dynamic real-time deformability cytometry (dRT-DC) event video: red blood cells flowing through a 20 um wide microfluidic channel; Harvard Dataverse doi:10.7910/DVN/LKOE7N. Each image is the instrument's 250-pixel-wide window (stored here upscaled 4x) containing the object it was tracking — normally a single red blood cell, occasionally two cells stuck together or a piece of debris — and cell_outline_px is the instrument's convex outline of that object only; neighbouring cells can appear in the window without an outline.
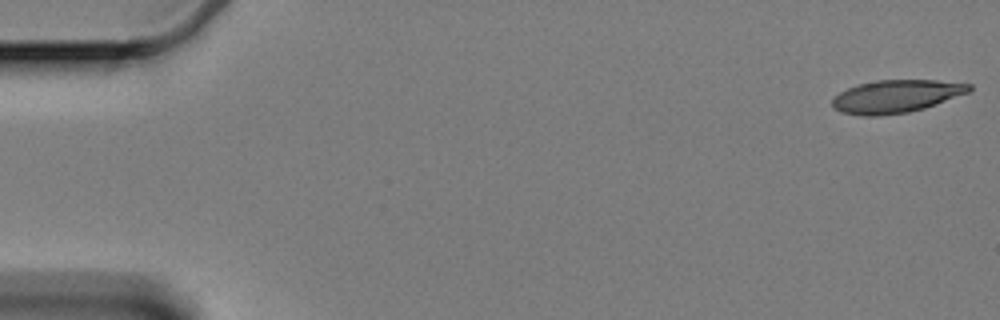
{"species": "Egyptian fruit bat (a non-hibernating species)", "species_latin": "Rousettus aegyptiacus", "temperature_condition": "cold", "stored_images_in_passage": 11, "camera_frame_rate_fps": 3000, "um_per_image_px": 0.085, "animal": {"sex": "female"}, "frame": {"image": 1, "passage_image": 1, "time_ms": 0.0, "image_size_px": [1000, 320], "cell_outline_px": [[972, 92], [924, 108], [908, 112], [876, 116], [864, 116], [840, 112], [832, 108], [832, 100], [840, 92], [856, 84], [876, 80], [936, 80], [972, 84]], "centroid_in_image_um": [76.19, 8.18], "position_along_channel_um": 8.8, "area_um2": 26.36}}